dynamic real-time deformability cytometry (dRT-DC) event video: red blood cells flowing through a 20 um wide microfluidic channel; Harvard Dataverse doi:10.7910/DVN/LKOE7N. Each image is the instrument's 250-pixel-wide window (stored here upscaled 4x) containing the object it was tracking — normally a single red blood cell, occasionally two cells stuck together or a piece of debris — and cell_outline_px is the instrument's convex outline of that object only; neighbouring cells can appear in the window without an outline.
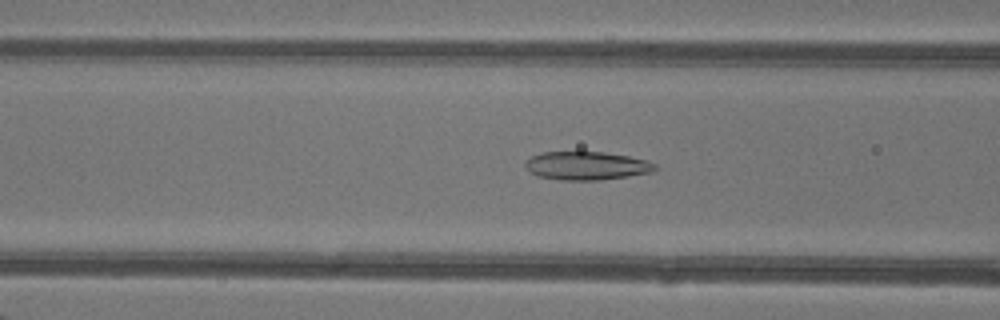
{"species": "common noctule bat (a hibernating species)", "species_latin": "Nyctalus noctula", "temperature_condition": "warm", "stored_images_in_passage": 43, "camera_frame_rate_fps": 3000, "um_per_image_px": 0.085, "animal": {"sex": "female"}, "frame": {"image": 1, "passage_image": 15, "time_ms": 4.667, "image_size_px": [1000, 320], "cell_outline_px": [[656, 168], [652, 172], [628, 176], [600, 180], [560, 180], [540, 176], [524, 168], [524, 160], [532, 156], [544, 152], [604, 152], [628, 156], [648, 160], [656, 164]], "centroid_in_image_um": [49.86, 14.08], "position_along_channel_um": 116.7, "area_um2": 21.44}}
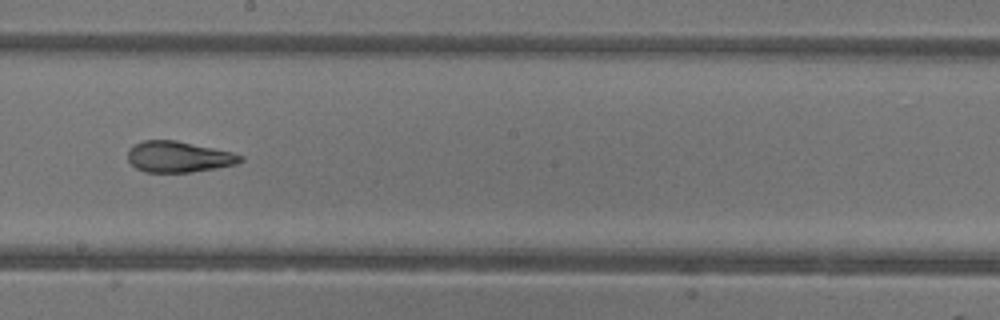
{"frame": {"image": 2, "passage_image": 23, "time_ms": 7.333, "image_size_px": [1000, 320], "cell_outline_px": [[244, 160], [236, 164], [192, 172], [144, 172], [136, 168], [128, 160], [128, 152], [136, 144], [144, 140], [176, 140], [232, 152], [244, 156]], "centroid_in_image_um": [15.2, 13.33], "position_along_channel_um": 233.0, "area_um2": 20.17}}
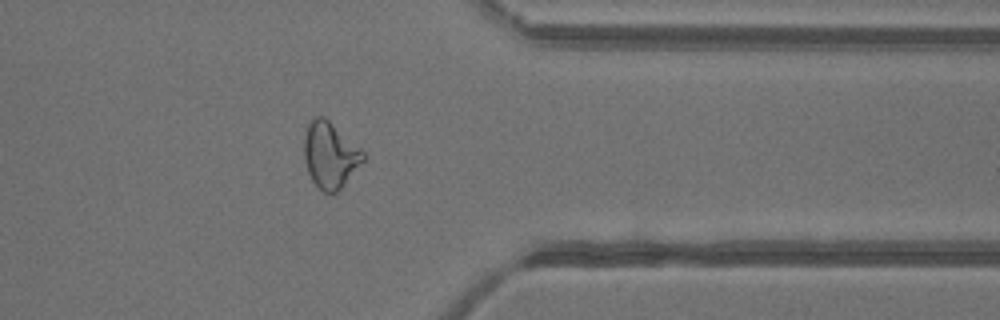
{"frame": {"image": 3, "passage_image": 34, "time_ms": 11.0, "image_size_px": [1000, 320], "cell_outline_px": [[364, 160], [344, 184], [332, 196], [324, 192], [312, 180], [308, 172], [304, 160], [304, 136], [308, 124], [312, 116], [324, 116], [360, 148], [364, 152]], "centroid_in_image_um": [28.03, 13.17], "position_along_channel_um": 383.4, "area_um2": 22.6}, "authors_computed_cell_mechanics": {"area_um2": 22.5998, "velocity_mm_per_s": 4.3577, "shape_relaxation_time_tau1_ms": 10.4375, "shape_relaxation_time_tau2_ms": 1.6597, "deformation_change_tau1": 0.2774, "deformation_change_tau2": 0.0827}}